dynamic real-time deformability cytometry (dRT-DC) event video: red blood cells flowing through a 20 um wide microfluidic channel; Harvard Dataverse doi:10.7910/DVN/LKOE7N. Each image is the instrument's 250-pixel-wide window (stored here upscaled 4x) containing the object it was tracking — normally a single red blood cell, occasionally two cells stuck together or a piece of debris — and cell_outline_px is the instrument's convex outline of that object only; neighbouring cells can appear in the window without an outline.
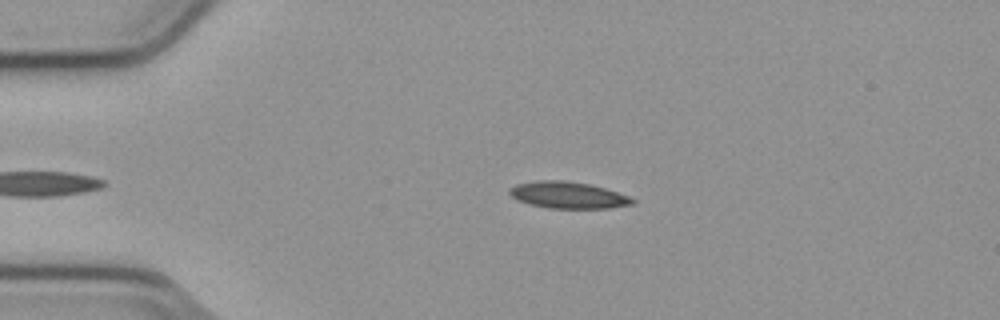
{"species": "common noctule bat (a hibernating species)", "species_latin": "Nyctalus noctula", "temperature_condition": "cold", "stored_images_in_passage": 42, "camera_frame_rate_fps": 3000, "um_per_image_px": 0.085, "animal": {"sex": "male", "body_mass_g": 23.1, "forearm_length_mm": 52.7}, "frame": {"image": 1, "passage_image": 5, "time_ms": 1.333, "image_size_px": [1000, 320], "cell_outline_px": [[636, 200], [632, 204], [608, 208], [548, 208], [528, 204], [516, 200], [508, 192], [508, 188], [516, 184], [536, 180], [564, 180], [588, 184], [604, 188], [628, 196]], "centroid_in_image_um": [48.21, 16.58], "position_along_channel_um": 36.8, "area_um2": 19.07}}
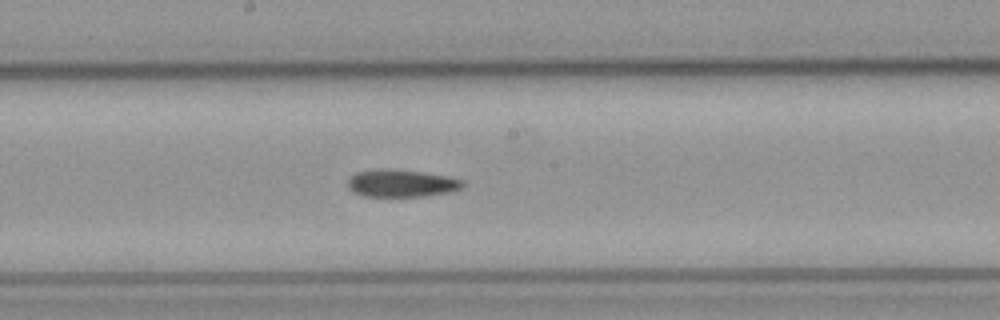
{"frame": {"image": 2, "passage_image": 22, "time_ms": 7.0, "image_size_px": [1000, 320], "cell_outline_px": [[464, 184], [460, 188], [452, 192], [424, 196], [360, 196], [352, 192], [348, 188], [348, 180], [356, 172], [380, 168], [388, 168], [420, 172], [448, 176], [464, 180]], "centroid_in_image_um": [34.1, 15.58], "position_along_channel_um": 214.1, "area_um2": 18.5}}
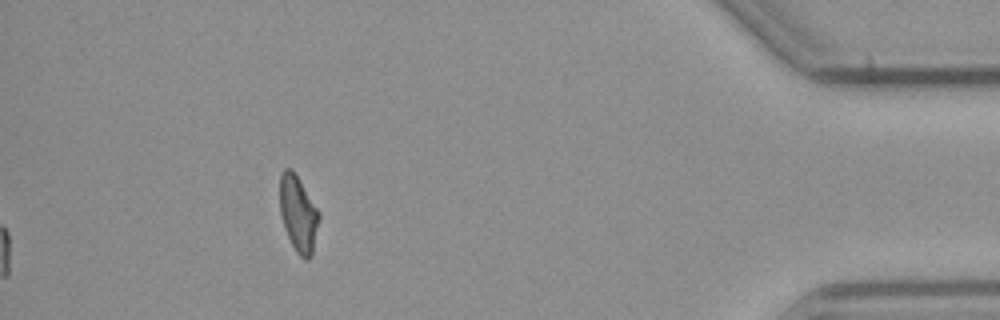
{"frame": {"image": 3, "passage_image": 42, "time_ms": 13.667, "image_size_px": [1000, 320], "cell_outline_px": [[320, 216], [312, 256], [308, 260], [304, 260], [296, 252], [284, 228], [280, 216], [280, 172], [284, 168], [292, 168], [320, 212]], "centroid_in_image_um": [25.35, 18.17], "position_along_channel_um": 409.9, "area_um2": 17.57}}